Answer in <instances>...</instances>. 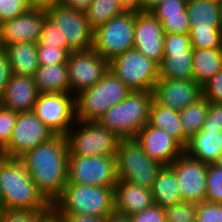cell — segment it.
<instances>
[{"mask_svg":"<svg viewBox=\"0 0 222 222\" xmlns=\"http://www.w3.org/2000/svg\"><path fill=\"white\" fill-rule=\"evenodd\" d=\"M68 155L66 136H55L19 158L38 191L51 205L62 195L68 182Z\"/></svg>","mask_w":222,"mask_h":222,"instance_id":"obj_1","label":"cell"},{"mask_svg":"<svg viewBox=\"0 0 222 222\" xmlns=\"http://www.w3.org/2000/svg\"><path fill=\"white\" fill-rule=\"evenodd\" d=\"M2 209L50 211L52 205L38 191L19 158H4L0 162Z\"/></svg>","mask_w":222,"mask_h":222,"instance_id":"obj_2","label":"cell"},{"mask_svg":"<svg viewBox=\"0 0 222 222\" xmlns=\"http://www.w3.org/2000/svg\"><path fill=\"white\" fill-rule=\"evenodd\" d=\"M52 208L58 214H83L106 218L114 212V188L67 183Z\"/></svg>","mask_w":222,"mask_h":222,"instance_id":"obj_3","label":"cell"},{"mask_svg":"<svg viewBox=\"0 0 222 222\" xmlns=\"http://www.w3.org/2000/svg\"><path fill=\"white\" fill-rule=\"evenodd\" d=\"M152 100V91H131L122 102L109 108L98 122L120 139L136 138L149 121Z\"/></svg>","mask_w":222,"mask_h":222,"instance_id":"obj_4","label":"cell"},{"mask_svg":"<svg viewBox=\"0 0 222 222\" xmlns=\"http://www.w3.org/2000/svg\"><path fill=\"white\" fill-rule=\"evenodd\" d=\"M131 91L108 70L93 86L75 96L76 119L98 122L109 108L122 102Z\"/></svg>","mask_w":222,"mask_h":222,"instance_id":"obj_5","label":"cell"},{"mask_svg":"<svg viewBox=\"0 0 222 222\" xmlns=\"http://www.w3.org/2000/svg\"><path fill=\"white\" fill-rule=\"evenodd\" d=\"M116 164L118 181L138 184L149 189L163 166L150 159L135 138L120 139Z\"/></svg>","mask_w":222,"mask_h":222,"instance_id":"obj_6","label":"cell"},{"mask_svg":"<svg viewBox=\"0 0 222 222\" xmlns=\"http://www.w3.org/2000/svg\"><path fill=\"white\" fill-rule=\"evenodd\" d=\"M69 155L116 156L120 138L99 122L76 120L66 134Z\"/></svg>","mask_w":222,"mask_h":222,"instance_id":"obj_7","label":"cell"},{"mask_svg":"<svg viewBox=\"0 0 222 222\" xmlns=\"http://www.w3.org/2000/svg\"><path fill=\"white\" fill-rule=\"evenodd\" d=\"M109 70L132 91H153L159 64L132 48L109 61Z\"/></svg>","mask_w":222,"mask_h":222,"instance_id":"obj_8","label":"cell"},{"mask_svg":"<svg viewBox=\"0 0 222 222\" xmlns=\"http://www.w3.org/2000/svg\"><path fill=\"white\" fill-rule=\"evenodd\" d=\"M125 11L94 30L93 49L107 61L134 48L135 16Z\"/></svg>","mask_w":222,"mask_h":222,"instance_id":"obj_9","label":"cell"},{"mask_svg":"<svg viewBox=\"0 0 222 222\" xmlns=\"http://www.w3.org/2000/svg\"><path fill=\"white\" fill-rule=\"evenodd\" d=\"M68 182L112 187L118 183L116 156L68 155Z\"/></svg>","mask_w":222,"mask_h":222,"instance_id":"obj_10","label":"cell"},{"mask_svg":"<svg viewBox=\"0 0 222 222\" xmlns=\"http://www.w3.org/2000/svg\"><path fill=\"white\" fill-rule=\"evenodd\" d=\"M32 111L56 136H66L77 120L71 93H39Z\"/></svg>","mask_w":222,"mask_h":222,"instance_id":"obj_11","label":"cell"},{"mask_svg":"<svg viewBox=\"0 0 222 222\" xmlns=\"http://www.w3.org/2000/svg\"><path fill=\"white\" fill-rule=\"evenodd\" d=\"M47 17L59 27L63 40L73 51L93 49L94 30L90 27L84 12L63 5L46 10Z\"/></svg>","mask_w":222,"mask_h":222,"instance_id":"obj_12","label":"cell"},{"mask_svg":"<svg viewBox=\"0 0 222 222\" xmlns=\"http://www.w3.org/2000/svg\"><path fill=\"white\" fill-rule=\"evenodd\" d=\"M66 64L70 93L74 96L93 86L109 70V61L94 49L69 53Z\"/></svg>","mask_w":222,"mask_h":222,"instance_id":"obj_13","label":"cell"},{"mask_svg":"<svg viewBox=\"0 0 222 222\" xmlns=\"http://www.w3.org/2000/svg\"><path fill=\"white\" fill-rule=\"evenodd\" d=\"M55 136L33 111L20 112L7 143L6 158H20L26 152L50 141Z\"/></svg>","mask_w":222,"mask_h":222,"instance_id":"obj_14","label":"cell"},{"mask_svg":"<svg viewBox=\"0 0 222 222\" xmlns=\"http://www.w3.org/2000/svg\"><path fill=\"white\" fill-rule=\"evenodd\" d=\"M168 166L174 171L183 201L199 204L206 200L207 164L183 153Z\"/></svg>","mask_w":222,"mask_h":222,"instance_id":"obj_15","label":"cell"},{"mask_svg":"<svg viewBox=\"0 0 222 222\" xmlns=\"http://www.w3.org/2000/svg\"><path fill=\"white\" fill-rule=\"evenodd\" d=\"M153 100L164 107L181 111L202 97L201 86L193 80L159 78L153 88Z\"/></svg>","mask_w":222,"mask_h":222,"instance_id":"obj_16","label":"cell"},{"mask_svg":"<svg viewBox=\"0 0 222 222\" xmlns=\"http://www.w3.org/2000/svg\"><path fill=\"white\" fill-rule=\"evenodd\" d=\"M46 17V10L30 9L0 24V47L20 42L38 43Z\"/></svg>","mask_w":222,"mask_h":222,"instance_id":"obj_17","label":"cell"},{"mask_svg":"<svg viewBox=\"0 0 222 222\" xmlns=\"http://www.w3.org/2000/svg\"><path fill=\"white\" fill-rule=\"evenodd\" d=\"M164 36L160 21L151 12L136 13L134 48L158 64L164 55Z\"/></svg>","mask_w":222,"mask_h":222,"instance_id":"obj_18","label":"cell"},{"mask_svg":"<svg viewBox=\"0 0 222 222\" xmlns=\"http://www.w3.org/2000/svg\"><path fill=\"white\" fill-rule=\"evenodd\" d=\"M135 139L150 159L163 166L169 165L184 153V147L176 139L148 123L139 130Z\"/></svg>","mask_w":222,"mask_h":222,"instance_id":"obj_19","label":"cell"},{"mask_svg":"<svg viewBox=\"0 0 222 222\" xmlns=\"http://www.w3.org/2000/svg\"><path fill=\"white\" fill-rule=\"evenodd\" d=\"M38 95L33 77L12 73L1 102L3 107L17 113L32 111Z\"/></svg>","mask_w":222,"mask_h":222,"instance_id":"obj_20","label":"cell"},{"mask_svg":"<svg viewBox=\"0 0 222 222\" xmlns=\"http://www.w3.org/2000/svg\"><path fill=\"white\" fill-rule=\"evenodd\" d=\"M154 204L151 189L118 181L114 187V211L130 216Z\"/></svg>","mask_w":222,"mask_h":222,"instance_id":"obj_21","label":"cell"},{"mask_svg":"<svg viewBox=\"0 0 222 222\" xmlns=\"http://www.w3.org/2000/svg\"><path fill=\"white\" fill-rule=\"evenodd\" d=\"M222 151V130H200L188 139L184 153L205 164H215Z\"/></svg>","mask_w":222,"mask_h":222,"instance_id":"obj_22","label":"cell"},{"mask_svg":"<svg viewBox=\"0 0 222 222\" xmlns=\"http://www.w3.org/2000/svg\"><path fill=\"white\" fill-rule=\"evenodd\" d=\"M33 78L39 93H70L66 63L39 65Z\"/></svg>","mask_w":222,"mask_h":222,"instance_id":"obj_23","label":"cell"},{"mask_svg":"<svg viewBox=\"0 0 222 222\" xmlns=\"http://www.w3.org/2000/svg\"><path fill=\"white\" fill-rule=\"evenodd\" d=\"M4 49L9 56L12 73L34 77L39 67L37 43L20 42L7 45Z\"/></svg>","mask_w":222,"mask_h":222,"instance_id":"obj_24","label":"cell"},{"mask_svg":"<svg viewBox=\"0 0 222 222\" xmlns=\"http://www.w3.org/2000/svg\"><path fill=\"white\" fill-rule=\"evenodd\" d=\"M186 10L191 28L222 27L219 0H188Z\"/></svg>","mask_w":222,"mask_h":222,"instance_id":"obj_25","label":"cell"},{"mask_svg":"<svg viewBox=\"0 0 222 222\" xmlns=\"http://www.w3.org/2000/svg\"><path fill=\"white\" fill-rule=\"evenodd\" d=\"M148 124L164 130L169 136L176 139L183 147L186 146L188 139L184 136L179 111L161 106L152 100Z\"/></svg>","mask_w":222,"mask_h":222,"instance_id":"obj_26","label":"cell"},{"mask_svg":"<svg viewBox=\"0 0 222 222\" xmlns=\"http://www.w3.org/2000/svg\"><path fill=\"white\" fill-rule=\"evenodd\" d=\"M151 193L154 204L163 208L183 201L174 171L168 165L158 171Z\"/></svg>","mask_w":222,"mask_h":222,"instance_id":"obj_27","label":"cell"},{"mask_svg":"<svg viewBox=\"0 0 222 222\" xmlns=\"http://www.w3.org/2000/svg\"><path fill=\"white\" fill-rule=\"evenodd\" d=\"M193 50L164 52L159 76L166 79L193 80Z\"/></svg>","mask_w":222,"mask_h":222,"instance_id":"obj_28","label":"cell"},{"mask_svg":"<svg viewBox=\"0 0 222 222\" xmlns=\"http://www.w3.org/2000/svg\"><path fill=\"white\" fill-rule=\"evenodd\" d=\"M193 79L202 86L222 70V48L193 49Z\"/></svg>","mask_w":222,"mask_h":222,"instance_id":"obj_29","label":"cell"},{"mask_svg":"<svg viewBox=\"0 0 222 222\" xmlns=\"http://www.w3.org/2000/svg\"><path fill=\"white\" fill-rule=\"evenodd\" d=\"M209 110V101L204 97L199 98L195 103L179 111L184 136L189 139L198 133L206 120Z\"/></svg>","mask_w":222,"mask_h":222,"instance_id":"obj_30","label":"cell"},{"mask_svg":"<svg viewBox=\"0 0 222 222\" xmlns=\"http://www.w3.org/2000/svg\"><path fill=\"white\" fill-rule=\"evenodd\" d=\"M124 12L120 0H94L85 15L90 27L95 30L114 16Z\"/></svg>","mask_w":222,"mask_h":222,"instance_id":"obj_31","label":"cell"},{"mask_svg":"<svg viewBox=\"0 0 222 222\" xmlns=\"http://www.w3.org/2000/svg\"><path fill=\"white\" fill-rule=\"evenodd\" d=\"M193 49L222 48V27L190 28Z\"/></svg>","mask_w":222,"mask_h":222,"instance_id":"obj_32","label":"cell"},{"mask_svg":"<svg viewBox=\"0 0 222 222\" xmlns=\"http://www.w3.org/2000/svg\"><path fill=\"white\" fill-rule=\"evenodd\" d=\"M162 25L164 33L189 34L190 21L187 11L173 14H152Z\"/></svg>","mask_w":222,"mask_h":222,"instance_id":"obj_33","label":"cell"},{"mask_svg":"<svg viewBox=\"0 0 222 222\" xmlns=\"http://www.w3.org/2000/svg\"><path fill=\"white\" fill-rule=\"evenodd\" d=\"M222 204V167L207 164L206 200Z\"/></svg>","mask_w":222,"mask_h":222,"instance_id":"obj_34","label":"cell"},{"mask_svg":"<svg viewBox=\"0 0 222 222\" xmlns=\"http://www.w3.org/2000/svg\"><path fill=\"white\" fill-rule=\"evenodd\" d=\"M37 46L60 47L68 53L73 50L68 46L67 41L63 40L59 27L46 17Z\"/></svg>","mask_w":222,"mask_h":222,"instance_id":"obj_35","label":"cell"},{"mask_svg":"<svg viewBox=\"0 0 222 222\" xmlns=\"http://www.w3.org/2000/svg\"><path fill=\"white\" fill-rule=\"evenodd\" d=\"M167 222H195L197 204L181 201L164 207Z\"/></svg>","mask_w":222,"mask_h":222,"instance_id":"obj_36","label":"cell"},{"mask_svg":"<svg viewBox=\"0 0 222 222\" xmlns=\"http://www.w3.org/2000/svg\"><path fill=\"white\" fill-rule=\"evenodd\" d=\"M30 9L28 0H0V24L19 17Z\"/></svg>","mask_w":222,"mask_h":222,"instance_id":"obj_37","label":"cell"},{"mask_svg":"<svg viewBox=\"0 0 222 222\" xmlns=\"http://www.w3.org/2000/svg\"><path fill=\"white\" fill-rule=\"evenodd\" d=\"M69 53L60 47L37 46L39 65L66 63Z\"/></svg>","mask_w":222,"mask_h":222,"instance_id":"obj_38","label":"cell"},{"mask_svg":"<svg viewBox=\"0 0 222 222\" xmlns=\"http://www.w3.org/2000/svg\"><path fill=\"white\" fill-rule=\"evenodd\" d=\"M48 212L1 209L0 222H40Z\"/></svg>","mask_w":222,"mask_h":222,"instance_id":"obj_39","label":"cell"},{"mask_svg":"<svg viewBox=\"0 0 222 222\" xmlns=\"http://www.w3.org/2000/svg\"><path fill=\"white\" fill-rule=\"evenodd\" d=\"M195 222H222V204L207 201L197 204Z\"/></svg>","mask_w":222,"mask_h":222,"instance_id":"obj_40","label":"cell"},{"mask_svg":"<svg viewBox=\"0 0 222 222\" xmlns=\"http://www.w3.org/2000/svg\"><path fill=\"white\" fill-rule=\"evenodd\" d=\"M201 89L202 97L209 102L222 103V70L206 81Z\"/></svg>","mask_w":222,"mask_h":222,"instance_id":"obj_41","label":"cell"},{"mask_svg":"<svg viewBox=\"0 0 222 222\" xmlns=\"http://www.w3.org/2000/svg\"><path fill=\"white\" fill-rule=\"evenodd\" d=\"M193 50L189 34L165 33L164 52Z\"/></svg>","mask_w":222,"mask_h":222,"instance_id":"obj_42","label":"cell"},{"mask_svg":"<svg viewBox=\"0 0 222 222\" xmlns=\"http://www.w3.org/2000/svg\"><path fill=\"white\" fill-rule=\"evenodd\" d=\"M132 222H167L163 207L156 204L130 215Z\"/></svg>","mask_w":222,"mask_h":222,"instance_id":"obj_43","label":"cell"},{"mask_svg":"<svg viewBox=\"0 0 222 222\" xmlns=\"http://www.w3.org/2000/svg\"><path fill=\"white\" fill-rule=\"evenodd\" d=\"M17 112L2 107L0 110V137L7 144L16 125Z\"/></svg>","mask_w":222,"mask_h":222,"instance_id":"obj_44","label":"cell"},{"mask_svg":"<svg viewBox=\"0 0 222 222\" xmlns=\"http://www.w3.org/2000/svg\"><path fill=\"white\" fill-rule=\"evenodd\" d=\"M201 130H222V103L209 102V110Z\"/></svg>","mask_w":222,"mask_h":222,"instance_id":"obj_45","label":"cell"},{"mask_svg":"<svg viewBox=\"0 0 222 222\" xmlns=\"http://www.w3.org/2000/svg\"><path fill=\"white\" fill-rule=\"evenodd\" d=\"M188 0H164L158 4L150 12L151 14H173L180 13V11H187Z\"/></svg>","mask_w":222,"mask_h":222,"instance_id":"obj_46","label":"cell"},{"mask_svg":"<svg viewBox=\"0 0 222 222\" xmlns=\"http://www.w3.org/2000/svg\"><path fill=\"white\" fill-rule=\"evenodd\" d=\"M12 71L7 51L0 47V99L2 98L6 85L11 78Z\"/></svg>","mask_w":222,"mask_h":222,"instance_id":"obj_47","label":"cell"},{"mask_svg":"<svg viewBox=\"0 0 222 222\" xmlns=\"http://www.w3.org/2000/svg\"><path fill=\"white\" fill-rule=\"evenodd\" d=\"M64 222H106L105 217H94L83 214H59Z\"/></svg>","mask_w":222,"mask_h":222,"instance_id":"obj_48","label":"cell"},{"mask_svg":"<svg viewBox=\"0 0 222 222\" xmlns=\"http://www.w3.org/2000/svg\"><path fill=\"white\" fill-rule=\"evenodd\" d=\"M94 0H60L59 4L80 12H86Z\"/></svg>","mask_w":222,"mask_h":222,"instance_id":"obj_49","label":"cell"},{"mask_svg":"<svg viewBox=\"0 0 222 222\" xmlns=\"http://www.w3.org/2000/svg\"><path fill=\"white\" fill-rule=\"evenodd\" d=\"M31 9L47 10L59 4L60 0H28Z\"/></svg>","mask_w":222,"mask_h":222,"instance_id":"obj_50","label":"cell"},{"mask_svg":"<svg viewBox=\"0 0 222 222\" xmlns=\"http://www.w3.org/2000/svg\"><path fill=\"white\" fill-rule=\"evenodd\" d=\"M125 11L142 12V0H120Z\"/></svg>","mask_w":222,"mask_h":222,"instance_id":"obj_51","label":"cell"},{"mask_svg":"<svg viewBox=\"0 0 222 222\" xmlns=\"http://www.w3.org/2000/svg\"><path fill=\"white\" fill-rule=\"evenodd\" d=\"M106 222H132L130 216L116 213L115 211L106 217Z\"/></svg>","mask_w":222,"mask_h":222,"instance_id":"obj_52","label":"cell"},{"mask_svg":"<svg viewBox=\"0 0 222 222\" xmlns=\"http://www.w3.org/2000/svg\"><path fill=\"white\" fill-rule=\"evenodd\" d=\"M40 222H64V219L52 208Z\"/></svg>","mask_w":222,"mask_h":222,"instance_id":"obj_53","label":"cell"},{"mask_svg":"<svg viewBox=\"0 0 222 222\" xmlns=\"http://www.w3.org/2000/svg\"><path fill=\"white\" fill-rule=\"evenodd\" d=\"M164 0H142V12H150Z\"/></svg>","mask_w":222,"mask_h":222,"instance_id":"obj_54","label":"cell"},{"mask_svg":"<svg viewBox=\"0 0 222 222\" xmlns=\"http://www.w3.org/2000/svg\"><path fill=\"white\" fill-rule=\"evenodd\" d=\"M7 144L0 137V157L6 158Z\"/></svg>","mask_w":222,"mask_h":222,"instance_id":"obj_55","label":"cell"},{"mask_svg":"<svg viewBox=\"0 0 222 222\" xmlns=\"http://www.w3.org/2000/svg\"><path fill=\"white\" fill-rule=\"evenodd\" d=\"M5 157H0V162L4 159ZM0 206H1V209H2V187L0 185Z\"/></svg>","mask_w":222,"mask_h":222,"instance_id":"obj_56","label":"cell"},{"mask_svg":"<svg viewBox=\"0 0 222 222\" xmlns=\"http://www.w3.org/2000/svg\"><path fill=\"white\" fill-rule=\"evenodd\" d=\"M215 164H217L218 166L222 167V151H221L220 157L218 158V161Z\"/></svg>","mask_w":222,"mask_h":222,"instance_id":"obj_57","label":"cell"},{"mask_svg":"<svg viewBox=\"0 0 222 222\" xmlns=\"http://www.w3.org/2000/svg\"><path fill=\"white\" fill-rule=\"evenodd\" d=\"M220 3V9H221V13H222V0H219Z\"/></svg>","mask_w":222,"mask_h":222,"instance_id":"obj_58","label":"cell"},{"mask_svg":"<svg viewBox=\"0 0 222 222\" xmlns=\"http://www.w3.org/2000/svg\"><path fill=\"white\" fill-rule=\"evenodd\" d=\"M2 107H3V105H2V102H1V99H0V110H1Z\"/></svg>","mask_w":222,"mask_h":222,"instance_id":"obj_59","label":"cell"}]
</instances>
